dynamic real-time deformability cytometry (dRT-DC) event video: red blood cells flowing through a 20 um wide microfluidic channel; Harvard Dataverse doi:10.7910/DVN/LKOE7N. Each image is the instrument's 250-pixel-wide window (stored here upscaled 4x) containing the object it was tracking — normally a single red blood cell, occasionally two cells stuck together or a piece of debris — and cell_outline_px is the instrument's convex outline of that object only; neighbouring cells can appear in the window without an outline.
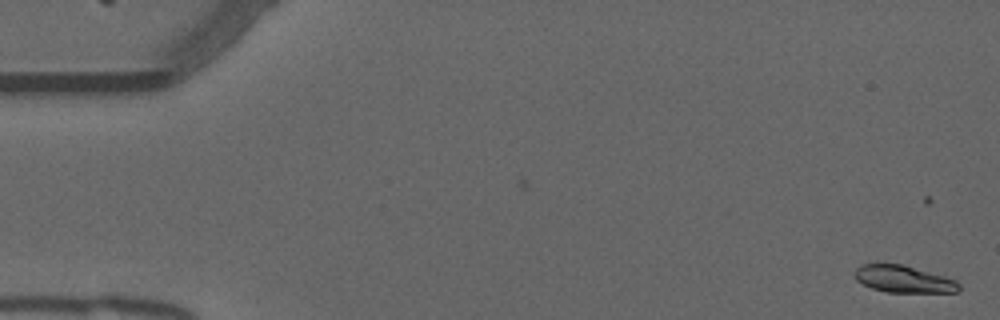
{"species": "common noctule bat (a hibernating species)", "species_latin": "Nyctalus noctula", "temperature_condition": "warm", "stored_images_in_passage": 21, "camera_frame_rate_fps": 3000, "um_per_image_px": 0.085, "animal": {"sex": "male", "forearm_length_mm": 52.5}, "frame": {"image": 1, "passage_image": 3, "time_ms": 0.667, "image_size_px": [1000, 320], "cell_outline_px": [[960, 288], [956, 292], [884, 292], [872, 288], [856, 280], [852, 272], [860, 264], [904, 264], [944, 276], [956, 280], [960, 284]], "centroid_in_image_um": [76.78, 23.71], "position_along_channel_um": 8.2, "area_um2": 16.53}}
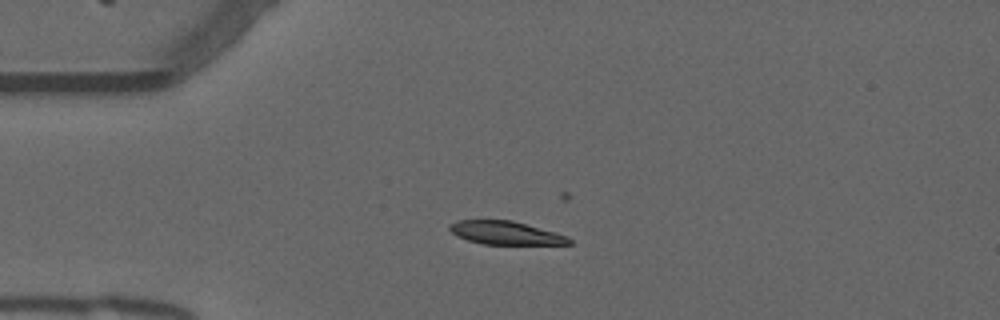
{"frame": {"image": 2, "passage_image": 15, "time_ms": 4.667, "image_size_px": [1000, 320], "cell_outline_px": [[572, 244], [480, 244], [456, 236], [448, 228], [448, 224], [456, 220], [512, 220], [556, 232], [568, 236], [572, 240]], "centroid_in_image_um": [42.96, 19.79], "position_along_channel_um": 42.0, "area_um2": 16.36}}
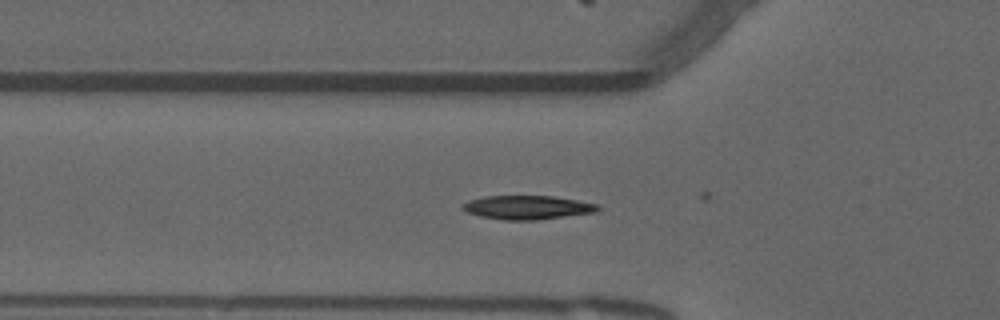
{"frame": {"image": 3, "passage_image": 20, "time_ms": 6.333, "image_size_px": [1000, 320], "cell_outline_px": [[600, 208], [596, 212], [536, 220], [504, 220], [480, 216], [468, 212], [460, 208], [460, 204], [468, 200], [484, 196], [552, 196], [576, 200], [596, 204]], "centroid_in_image_um": [44.76, 17.63], "position_along_channel_um": 81.0, "area_um2": 18.73}}